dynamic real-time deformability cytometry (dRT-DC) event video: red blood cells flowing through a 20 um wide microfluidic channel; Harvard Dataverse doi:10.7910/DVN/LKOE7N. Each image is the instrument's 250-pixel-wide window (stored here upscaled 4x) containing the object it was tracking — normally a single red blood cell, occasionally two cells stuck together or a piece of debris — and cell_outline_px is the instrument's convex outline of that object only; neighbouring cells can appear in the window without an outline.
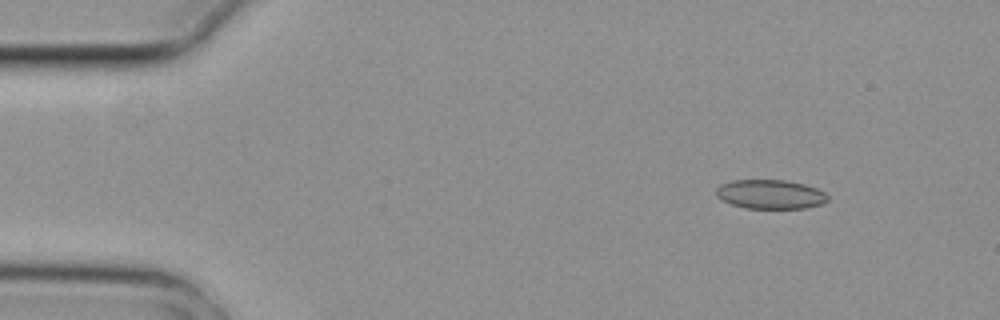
{"species": "common noctule bat (a hibernating species)", "species_latin": "Nyctalus noctula", "temperature_condition": "cold", "stored_images_in_passage": 7, "camera_frame_rate_fps": 3000, "um_per_image_px": 0.085, "animal": {"sex": "female", "body_mass_g": 29.2, "forearm_length_mm": 56.3}, "frame": {"image": 1, "passage_image": 1, "time_ms": 0.0, "image_size_px": [1000, 320], "cell_outline_px": [[828, 200], [824, 204], [804, 208], [744, 208], [732, 204], [716, 196], [716, 188], [720, 184], [732, 180], [784, 180], [804, 184], [816, 188], [824, 192], [828, 196]], "centroid_in_image_um": [65.48, 16.51], "position_along_channel_um": 19.5, "area_um2": 18.96}}
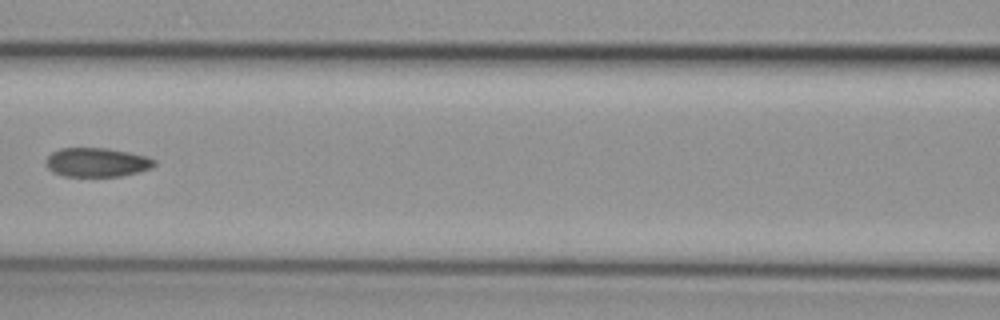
{"frame": {"image": 2, "passage_image": 6, "time_ms": 1.667, "image_size_px": [1000, 320], "cell_outline_px": [[156, 164], [152, 168], [140, 172], [120, 176], [64, 176], [52, 172], [44, 164], [44, 160], [52, 152], [60, 148], [108, 148], [128, 152], [144, 156], [156, 160]], "centroid_in_image_um": [8.21, 13.8], "position_along_channel_um": 158.4, "area_um2": 18.5}}
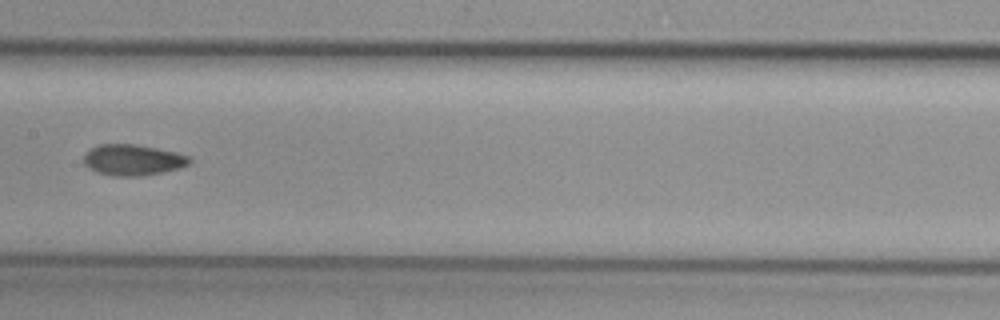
{"frame": {"image": 3, "passage_image": 7, "time_ms": 2.0, "image_size_px": [1000, 320], "cell_outline_px": [[192, 160], [188, 164], [180, 168], [140, 176], [112, 176], [96, 172], [88, 168], [84, 164], [84, 156], [92, 148], [100, 144], [136, 144], [176, 152], [188, 156]], "centroid_in_image_um": [11.28, 13.6], "position_along_channel_um": 196.1, "area_um2": 18.96}}